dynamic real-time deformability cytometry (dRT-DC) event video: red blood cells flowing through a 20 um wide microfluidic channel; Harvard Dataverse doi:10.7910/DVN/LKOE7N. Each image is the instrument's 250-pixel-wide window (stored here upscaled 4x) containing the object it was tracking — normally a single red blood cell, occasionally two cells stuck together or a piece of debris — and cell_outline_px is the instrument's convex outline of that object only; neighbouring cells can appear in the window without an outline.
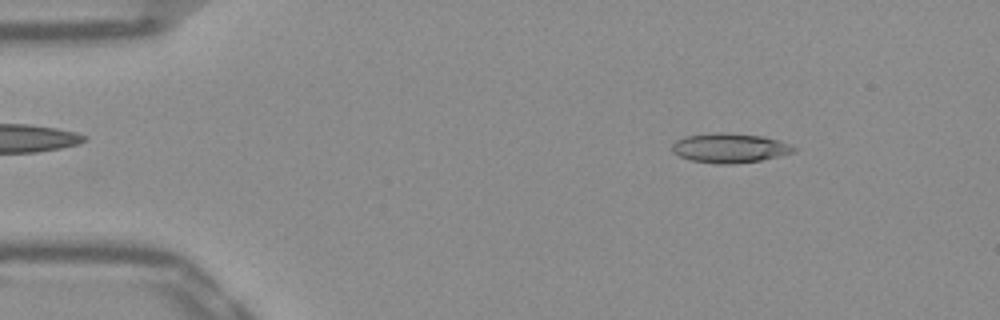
{"species": "Egyptian fruit bat (a non-hibernating species)", "species_latin": "Rousettus aegyptiacus", "temperature_condition": "warm", "stored_images_in_passage": 46, "camera_frame_rate_fps": 3000, "um_per_image_px": 0.085, "frame": {"image": 1, "passage_image": 6, "time_ms": 1.667, "image_size_px": [1000, 320], "cell_outline_px": [[796, 152], [760, 160], [732, 164], [720, 164], [692, 160], [680, 156], [672, 152], [672, 144], [676, 140], [684, 136], [712, 132], [728, 132], [764, 136], [792, 144], [796, 148]], "centroid_in_image_um": [62.03, 12.56], "position_along_channel_um": 23.0, "area_um2": 21.1}}
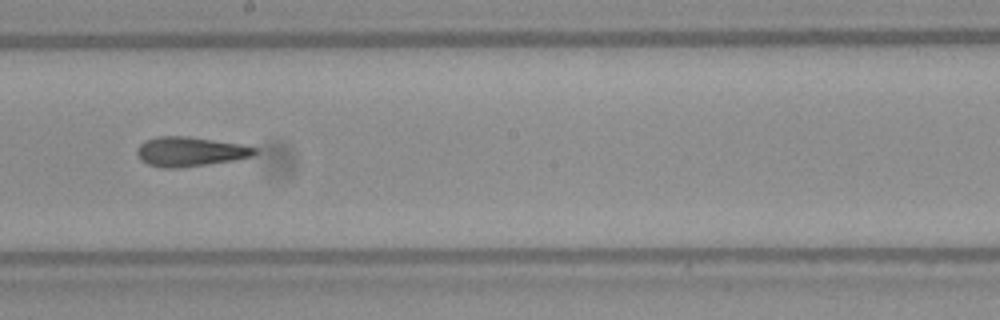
{"frame": {"image": 2, "passage_image": 28, "time_ms": 9.0, "image_size_px": [1000, 320], "cell_outline_px": [[256, 152], [252, 156], [232, 160], [180, 168], [164, 168], [148, 164], [140, 160], [136, 152], [136, 148], [144, 140], [156, 136], [188, 136], [240, 144], [256, 148]], "centroid_in_image_um": [16.08, 12.88], "position_along_channel_um": 232.1, "area_um2": 20.17}}
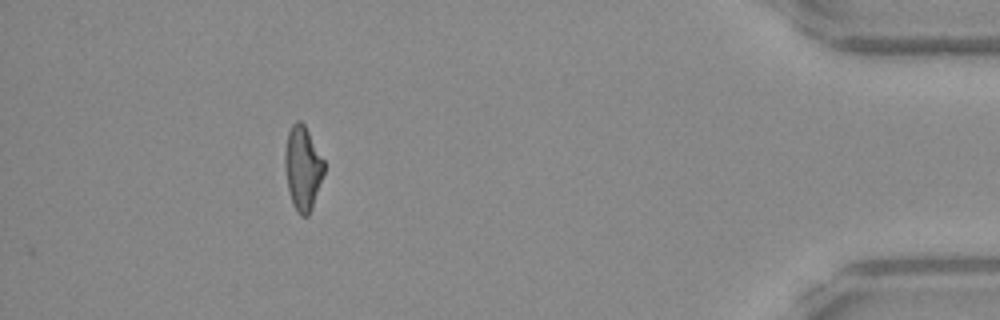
{"frame": {"image": 3, "passage_image": 46, "time_ms": 15.0, "image_size_px": [1000, 320], "cell_outline_px": [[324, 172], [312, 208], [308, 216], [300, 216], [296, 212], [292, 204], [288, 188], [284, 168], [284, 152], [288, 132], [292, 124], [296, 120], [300, 120], [304, 124], [324, 160]], "centroid_in_image_um": [25.71, 14.29], "position_along_channel_um": 409.5, "area_um2": 19.25}, "authors_computed_cell_mechanics": {"area_um2": 19.9121, "velocity_mm_per_s": 3.8938, "shape_relaxation_time_tau1_ms": null, "shape_relaxation_time_tau2_ms": 3.5166, "deformation_change_tau1": null, "deformation_change_tau2": 0.1523}}